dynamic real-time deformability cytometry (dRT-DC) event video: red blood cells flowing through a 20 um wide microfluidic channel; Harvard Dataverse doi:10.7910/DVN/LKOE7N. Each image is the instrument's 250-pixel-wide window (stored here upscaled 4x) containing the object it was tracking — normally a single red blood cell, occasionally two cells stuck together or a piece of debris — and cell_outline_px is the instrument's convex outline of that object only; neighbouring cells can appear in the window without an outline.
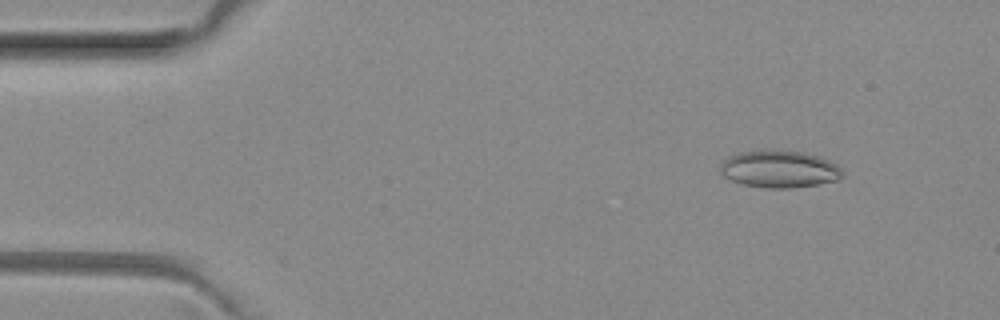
{"species": "common noctule bat (a hibernating species)", "species_latin": "Nyctalus noctula", "temperature_condition": "room temperature", "stored_images_in_passage": 6, "camera_frame_rate_fps": 3000, "um_per_image_px": 0.085, "animal": {"sex": "female", "body_mass_g": 29.2, "forearm_length_mm": 56.3}, "frame": {"image": 1, "passage_image": 1, "time_ms": 0.0, "image_size_px": [1000, 320], "cell_outline_px": [[844, 176], [840, 180], [820, 184], [792, 188], [764, 188], [744, 184], [720, 176], [720, 164], [728, 156], [740, 152], [804, 152], [820, 156], [836, 164], [844, 172]], "centroid_in_image_um": [66.28, 14.41], "position_along_channel_um": 18.7, "area_um2": 26.3}}
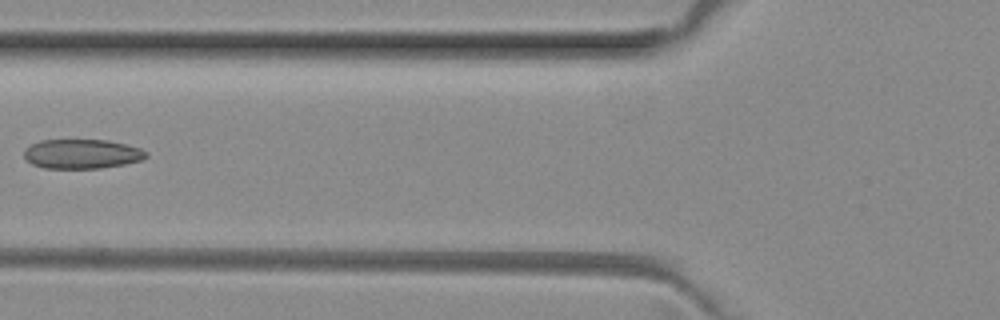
{"frame": {"image": 2, "passage_image": 5, "time_ms": 1.333, "image_size_px": [1000, 320], "cell_outline_px": [[148, 156], [144, 160], [124, 164], [100, 168], [44, 168], [32, 164], [24, 156], [24, 152], [32, 144], [40, 140], [108, 140], [140, 148], [148, 152]], "centroid_in_image_um": [7.0, 13.08], "position_along_channel_um": 118.8, "area_um2": 20.87}}
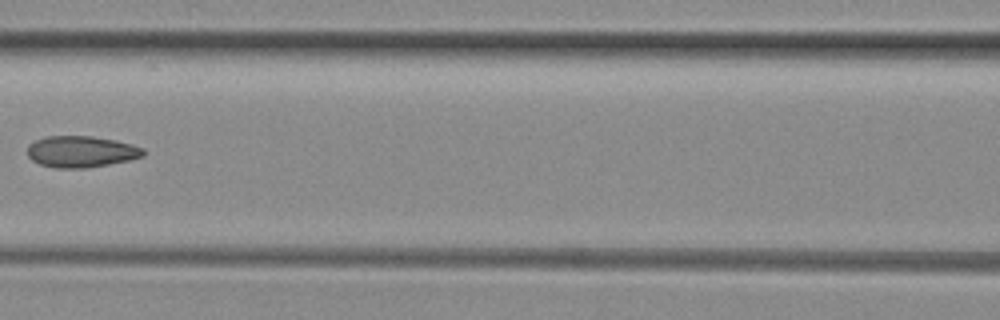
{"frame": {"image": 3, "passage_image": 6, "time_ms": 1.667, "image_size_px": [1000, 320], "cell_outline_px": [[144, 156], [128, 160], [108, 164], [84, 168], [56, 168], [40, 164], [32, 160], [28, 156], [28, 144], [44, 136], [92, 136], [116, 140], [132, 144], [144, 148]], "centroid_in_image_um": [6.89, 12.88], "position_along_channel_um": 159.7, "area_um2": 21.21}}